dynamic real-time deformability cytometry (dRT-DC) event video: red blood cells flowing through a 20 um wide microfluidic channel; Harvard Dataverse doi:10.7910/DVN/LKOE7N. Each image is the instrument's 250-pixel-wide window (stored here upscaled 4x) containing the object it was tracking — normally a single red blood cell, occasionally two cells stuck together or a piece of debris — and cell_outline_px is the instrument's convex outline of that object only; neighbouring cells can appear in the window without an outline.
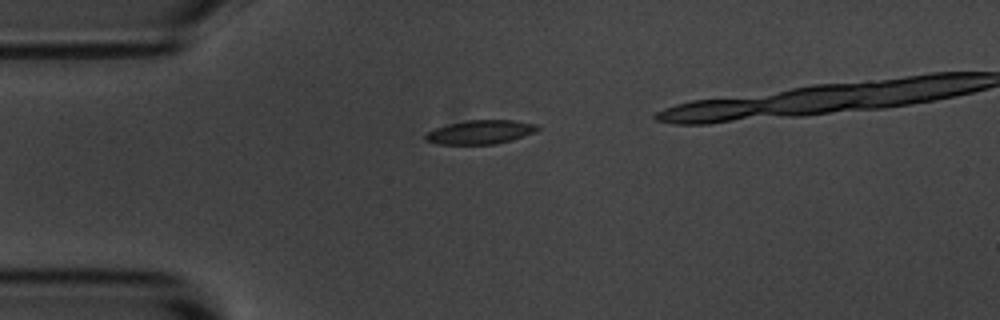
{"species": "common noctule bat (a hibernating species)", "species_latin": "Nyctalus noctula", "temperature_condition": "room temperature", "stored_images_in_passage": 4, "camera_frame_rate_fps": 3000, "um_per_image_px": 0.085, "animal": {"sex": "male", "body_mass_g": 20.1, "forearm_length_mm": 53.5}, "frame": {"image": 1, "passage_image": 1, "time_ms": 0.0, "image_size_px": [1000, 320], "cell_outline_px": [[540, 128], [532, 132], [512, 140], [496, 144], [436, 144], [424, 140], [424, 136], [428, 132], [436, 128], [448, 124], [468, 120], [512, 120], [536, 124]], "centroid_in_image_um": [40.79, 11.23], "position_along_channel_um": 44.2, "area_um2": 15.43}}